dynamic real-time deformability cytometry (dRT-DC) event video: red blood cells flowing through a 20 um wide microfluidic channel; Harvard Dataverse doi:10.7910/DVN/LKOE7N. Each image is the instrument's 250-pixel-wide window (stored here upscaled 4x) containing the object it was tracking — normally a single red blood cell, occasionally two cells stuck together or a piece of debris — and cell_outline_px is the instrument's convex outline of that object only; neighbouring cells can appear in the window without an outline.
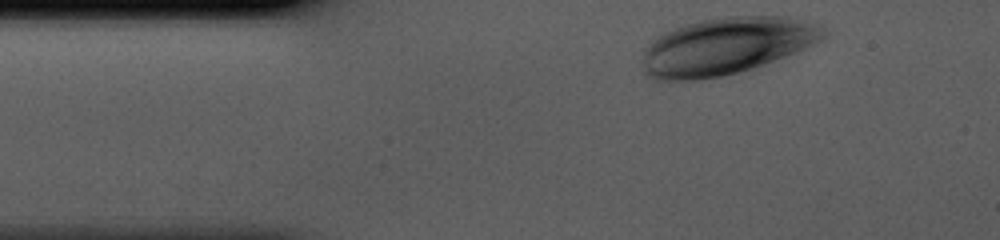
{"species": "human", "species_latin": "Homo sapiens", "temperature_condition": "cold", "stored_images_in_passage": 32, "camera_frame_rate_fps": 3000, "um_per_image_px": 0.085, "donor": {"sex": "male"}, "frame": {"image": 1, "passage_image": 1, "time_ms": 0.0, "image_size_px": [1000, 240], "cell_outline_px": [[828, 32], [820, 40], [796, 52], [764, 64], [752, 68], [724, 76], [700, 80], [668, 84], [652, 80], [644, 76], [644, 48], [648, 44], [664, 32], [688, 24], [704, 20], [728, 16], [780, 16], [812, 24]], "centroid_in_image_um": [61.61, 3.98], "position_along_channel_um": 23.4, "area_um2": 60.11}}
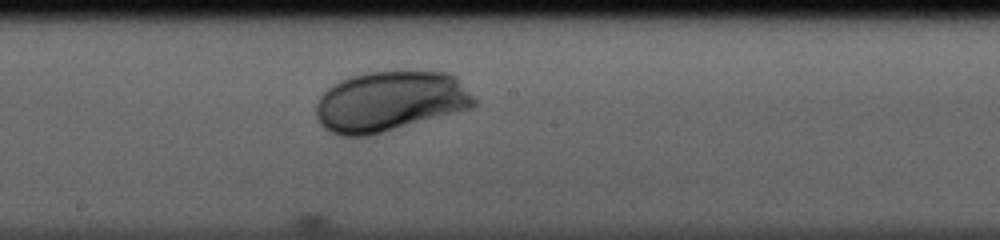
{"frame": {"image": 2, "passage_image": 18, "time_ms": 5.667, "image_size_px": [1000, 240], "cell_outline_px": [[476, 104], [472, 108], [368, 136], [340, 136], [324, 128], [320, 124], [316, 116], [316, 104], [320, 96], [332, 84], [340, 80], [352, 76], [368, 72], [448, 72], [456, 76], [460, 80], [476, 100]], "centroid_in_image_um": [33.14, 8.62], "position_along_channel_um": 215.1, "area_um2": 55.31}}
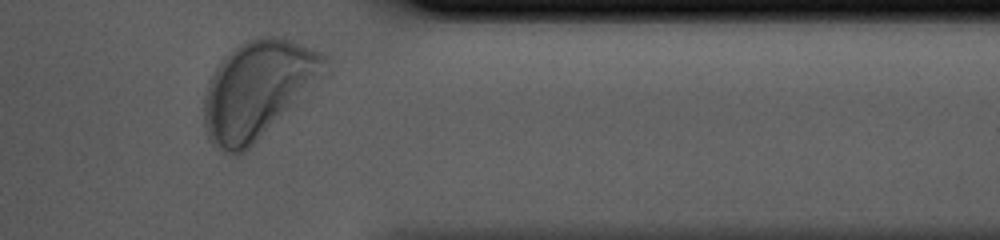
{"frame": {"image": 3, "passage_image": 31, "time_ms": 10.0, "image_size_px": [1000, 240], "cell_outline_px": [[332, 72], [244, 152], [236, 156], [212, 144], [208, 140], [204, 128], [204, 96], [208, 80], [212, 72], [220, 60], [224, 56], [244, 40], [256, 36], [280, 36], [292, 40], [312, 48], [320, 52], [332, 60]], "centroid_in_image_um": [21.98, 7.55], "position_along_channel_um": 389.4, "area_um2": 70.0}}